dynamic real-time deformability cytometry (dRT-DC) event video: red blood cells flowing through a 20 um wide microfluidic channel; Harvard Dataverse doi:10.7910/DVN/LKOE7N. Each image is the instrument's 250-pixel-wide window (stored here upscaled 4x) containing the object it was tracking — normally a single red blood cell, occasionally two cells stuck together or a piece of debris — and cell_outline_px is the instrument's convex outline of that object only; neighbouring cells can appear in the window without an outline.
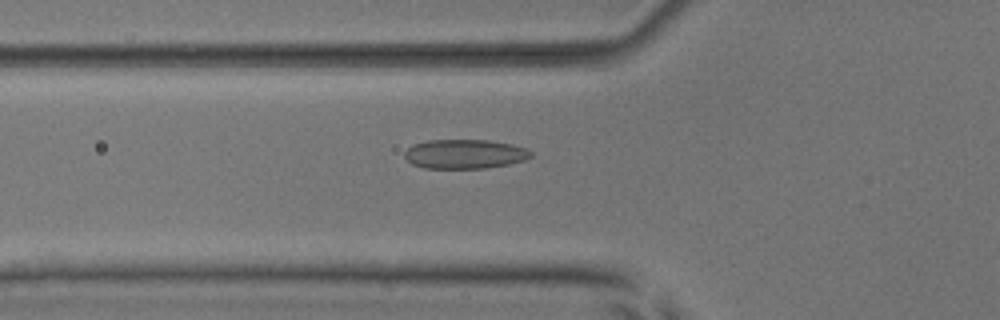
{"species": "common noctule bat (a hibernating species)", "species_latin": "Nyctalus noctula", "temperature_condition": "room temperature", "stored_images_in_passage": 38, "camera_frame_rate_fps": 3000, "um_per_image_px": 0.085, "animal": {"sex": "male", "body_mass_g": 17.9, "forearm_length_mm": 54.2}, "frame": {"image": 1, "passage_image": 4, "time_ms": 1.0, "image_size_px": [1000, 320], "cell_outline_px": [[532, 156], [524, 160], [508, 164], [484, 168], [424, 168], [412, 164], [404, 156], [404, 152], [412, 144], [428, 140], [488, 140], [512, 144], [528, 148], [532, 152]], "centroid_in_image_um": [39.5, 13.08], "position_along_channel_um": 86.3, "area_um2": 21.62}}
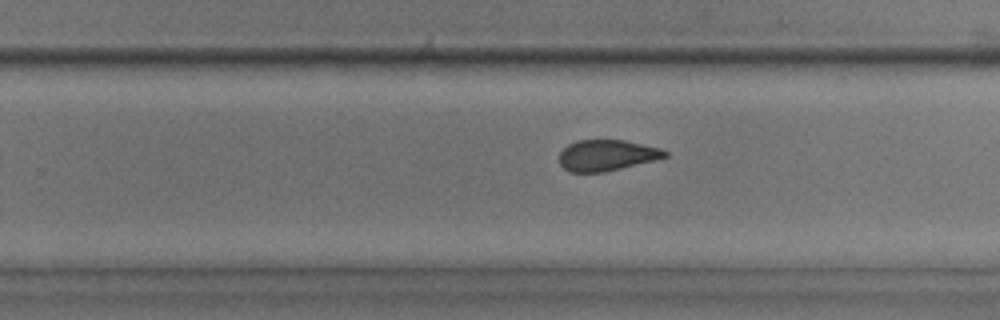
{"frame": {"image": 2, "passage_image": 19, "time_ms": 6.0, "image_size_px": [1000, 320], "cell_outline_px": [[668, 156], [656, 160], [604, 172], [568, 172], [560, 164], [560, 152], [568, 144], [576, 140], [624, 140], [660, 148], [668, 152]], "centroid_in_image_um": [51.57, 13.2], "position_along_channel_um": 278.2, "area_um2": 19.07}}
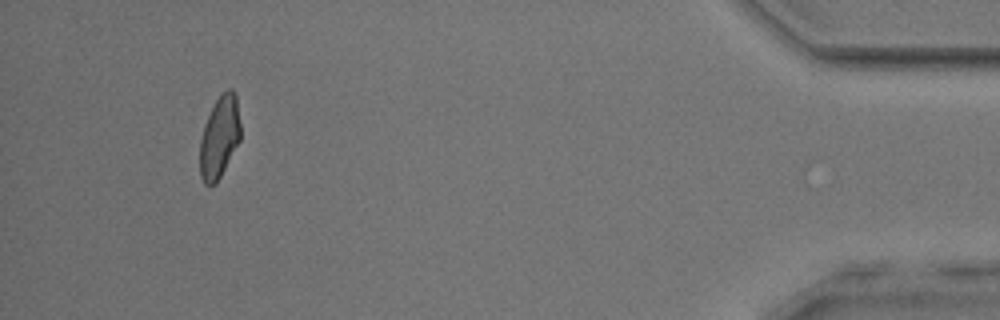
{"frame": {"image": 3, "passage_image": 35, "time_ms": 11.333, "image_size_px": [1000, 320], "cell_outline_px": [[240, 140], [216, 184], [204, 184], [200, 176], [200, 140], [204, 124], [216, 100], [228, 88], [232, 88], [236, 92], [240, 124]], "centroid_in_image_um": [18.66, 11.65], "position_along_channel_um": 416.5, "area_um2": 19.31}, "authors_computed_cell_mechanics": {"area_um2": 20.0566, "velocity_mm_per_s": 3.8465, "shape_relaxation_time_tau1_ms": 9.3056, "shape_relaxation_time_tau2_ms": 1.5831, "deformation_change_tau1": 0.1753, "deformation_change_tau2": 0.0706}}